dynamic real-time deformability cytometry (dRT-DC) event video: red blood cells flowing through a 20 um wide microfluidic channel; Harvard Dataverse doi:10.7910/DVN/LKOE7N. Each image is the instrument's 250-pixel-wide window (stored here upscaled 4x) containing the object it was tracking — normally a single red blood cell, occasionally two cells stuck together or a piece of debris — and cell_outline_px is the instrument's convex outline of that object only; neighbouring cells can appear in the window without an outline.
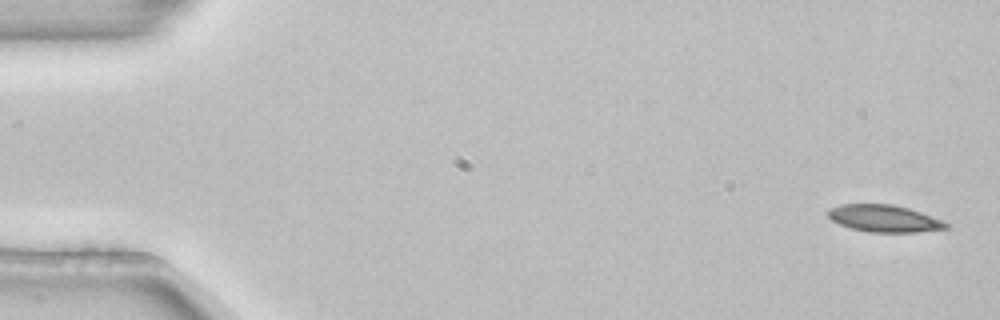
{"species": "common noctule bat (a hibernating species)", "species_latin": "Nyctalus noctula", "temperature_condition": "room temperature", "stored_images_in_passage": 4, "camera_frame_rate_fps": 3000, "um_per_image_px": 0.085, "animal": {"sex": "female", "body_mass_g": 22.7, "forearm_length_mm": 54.2}, "frame": {"image": 1, "passage_image": 1, "time_ms": 0.0, "image_size_px": [1000, 320], "cell_outline_px": [[952, 224], [948, 228], [916, 232], [868, 232], [852, 228], [840, 224], [832, 220], [828, 216], [828, 208], [840, 204], [892, 204], [908, 208], [920, 212]], "centroid_in_image_um": [75.16, 18.57], "position_along_channel_um": 9.8, "area_um2": 18.55}}